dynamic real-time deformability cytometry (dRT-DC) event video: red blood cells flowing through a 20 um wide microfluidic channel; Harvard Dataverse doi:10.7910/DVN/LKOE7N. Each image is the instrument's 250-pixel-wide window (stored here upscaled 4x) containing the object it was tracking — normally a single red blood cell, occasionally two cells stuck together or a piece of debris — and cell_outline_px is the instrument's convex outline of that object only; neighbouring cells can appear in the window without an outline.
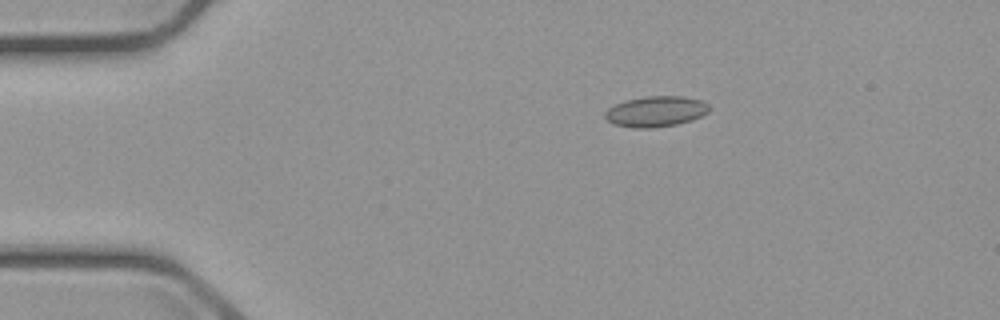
{"species": "common noctule bat (a hibernating species)", "species_latin": "Nyctalus noctula", "temperature_condition": "cold", "stored_images_in_passage": 4, "camera_frame_rate_fps": 3000, "um_per_image_px": 0.085, "animal": {"sex": "male", "body_mass_g": 23.1, "forearm_length_mm": 52.7}, "frame": {"image": 1, "passage_image": 1, "time_ms": 0.0, "image_size_px": [1000, 320], "cell_outline_px": [[712, 108], [708, 112], [692, 120], [676, 124], [652, 128], [632, 128], [612, 124], [604, 116], [604, 112], [608, 108], [624, 100], [644, 96], [684, 96], [700, 100], [708, 104]], "centroid_in_image_um": [55.73, 9.47], "position_along_channel_um": 29.3, "area_um2": 18.79}}
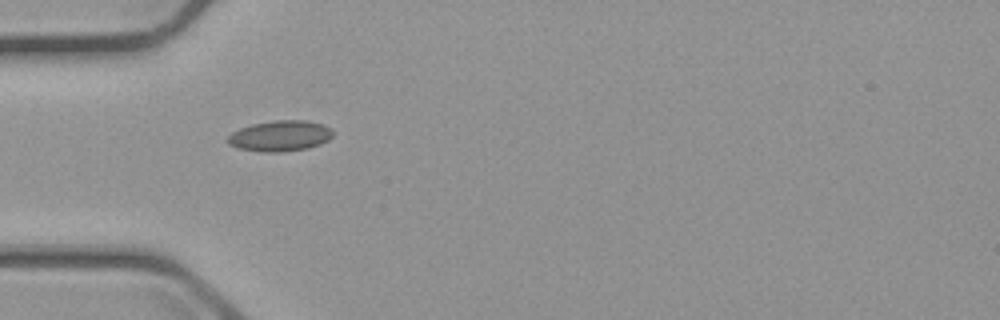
{"frame": {"image": 2, "passage_image": 3, "time_ms": 2.333, "image_size_px": [1000, 320], "cell_outline_px": [[332, 136], [328, 140], [320, 144], [308, 148], [280, 152], [260, 152], [240, 148], [228, 144], [228, 136], [232, 132], [240, 128], [252, 124], [272, 120], [308, 120], [324, 124], [332, 128]], "centroid_in_image_um": [23.83, 11.54], "position_along_channel_um": 61.2, "area_um2": 18.96}}
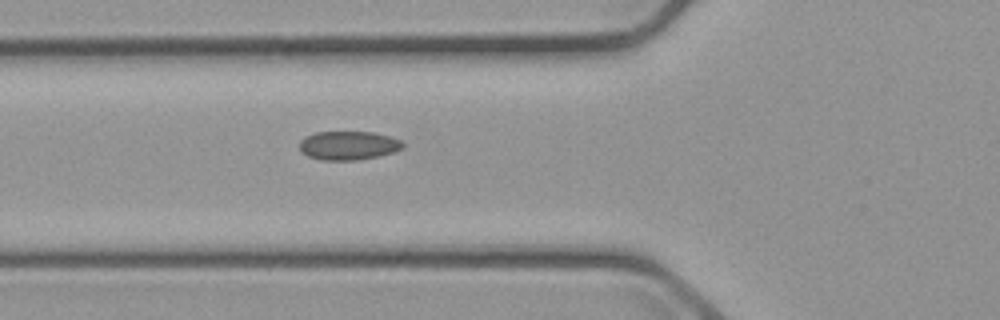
{"frame": {"image": 3, "passage_image": 4, "time_ms": 3.333, "image_size_px": [1000, 320], "cell_outline_px": [[404, 148], [392, 152], [360, 160], [324, 160], [308, 156], [300, 152], [300, 140], [304, 136], [316, 132], [376, 132], [400, 140], [404, 144]], "centroid_in_image_um": [29.59, 12.36], "position_along_channel_um": 96.2, "area_um2": 17.34}}